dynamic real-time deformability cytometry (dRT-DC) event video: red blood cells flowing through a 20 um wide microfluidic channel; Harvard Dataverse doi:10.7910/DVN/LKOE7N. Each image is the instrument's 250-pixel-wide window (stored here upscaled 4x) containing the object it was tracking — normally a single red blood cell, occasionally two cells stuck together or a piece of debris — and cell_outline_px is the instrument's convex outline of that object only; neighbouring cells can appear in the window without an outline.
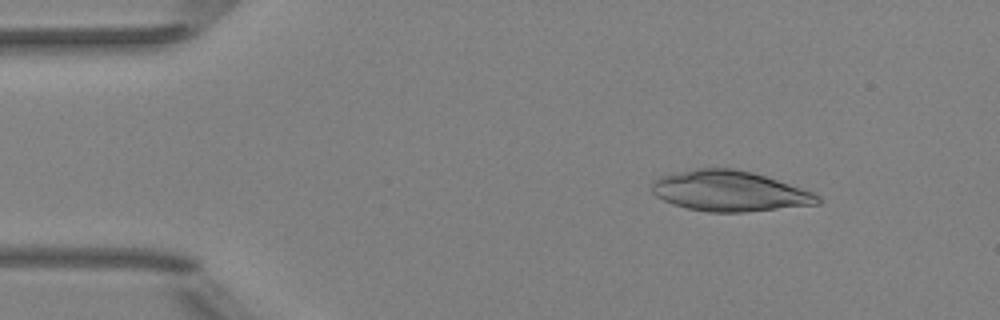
{"species": "Egyptian fruit bat (a non-hibernating species)", "species_latin": "Rousettus aegyptiacus", "temperature_condition": "room temperature", "stored_images_in_passage": 16, "camera_frame_rate_fps": 3000, "um_per_image_px": 0.085, "animal": {"sex": "female"}, "frame": {"image": 1, "passage_image": 7, "time_ms": 2.0, "image_size_px": [1000, 320], "cell_outline_px": [[820, 204], [744, 212], [708, 212], [688, 208], [672, 204], [656, 196], [652, 192], [652, 184], [660, 176], [676, 172], [696, 168], [732, 168], [752, 172], [812, 192], [820, 196]], "centroid_in_image_um": [61.99, 16.24], "position_along_channel_um": 23.0, "area_um2": 38.78}}